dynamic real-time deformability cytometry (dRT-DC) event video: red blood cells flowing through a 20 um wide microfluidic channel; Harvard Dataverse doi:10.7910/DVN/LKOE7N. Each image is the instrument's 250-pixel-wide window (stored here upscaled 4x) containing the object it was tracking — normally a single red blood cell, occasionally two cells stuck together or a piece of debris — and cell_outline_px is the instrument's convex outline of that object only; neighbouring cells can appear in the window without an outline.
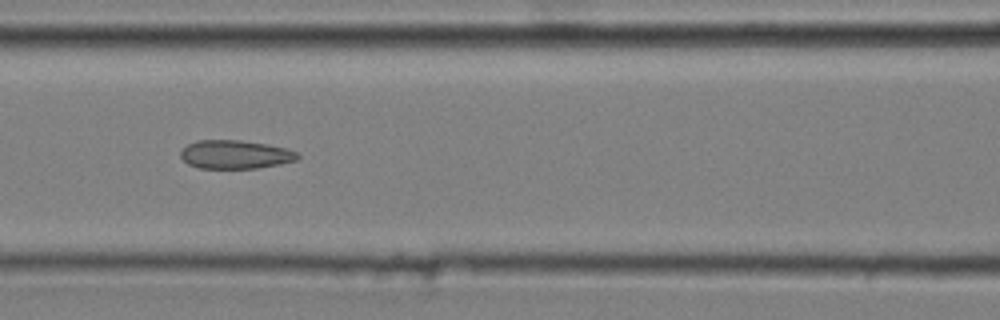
{"species": "common noctule bat (a hibernating species)", "species_latin": "Nyctalus noctula", "temperature_condition": "cold", "stored_images_in_passage": 7, "camera_frame_rate_fps": 3000, "um_per_image_px": 0.085, "animal": {"sex": "male", "body_mass_g": 20.4}, "frame": {"image": 1, "passage_image": 6, "time_ms": 1.667, "image_size_px": [1000, 320], "cell_outline_px": [[300, 156], [296, 160], [280, 164], [256, 168], [200, 168], [188, 164], [180, 156], [180, 152], [188, 144], [196, 140], [240, 140], [268, 144], [284, 148], [296, 152]], "centroid_in_image_um": [19.98, 13.13], "position_along_channel_um": 146.6, "area_um2": 19.36}}
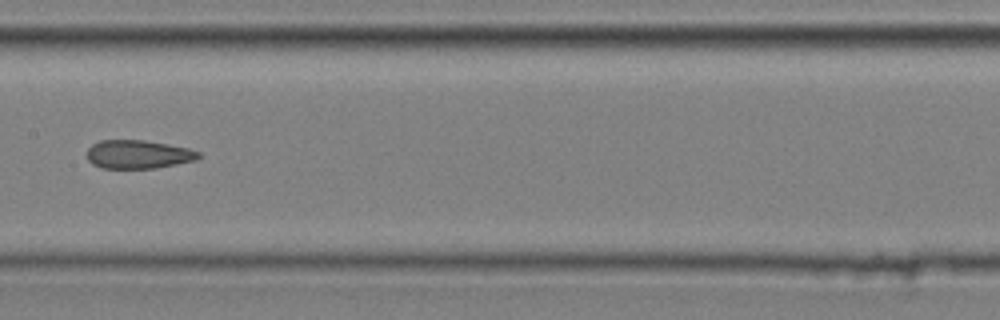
{"frame": {"image": 2, "passage_image": 7, "time_ms": 2.0, "image_size_px": [1000, 320], "cell_outline_px": [[200, 156], [196, 160], [156, 168], [104, 168], [92, 164], [88, 160], [88, 148], [92, 144], [100, 140], [144, 140], [168, 144], [188, 148], [200, 152]], "centroid_in_image_um": [11.75, 13.11], "position_along_channel_um": 195.7, "area_um2": 18.5}}